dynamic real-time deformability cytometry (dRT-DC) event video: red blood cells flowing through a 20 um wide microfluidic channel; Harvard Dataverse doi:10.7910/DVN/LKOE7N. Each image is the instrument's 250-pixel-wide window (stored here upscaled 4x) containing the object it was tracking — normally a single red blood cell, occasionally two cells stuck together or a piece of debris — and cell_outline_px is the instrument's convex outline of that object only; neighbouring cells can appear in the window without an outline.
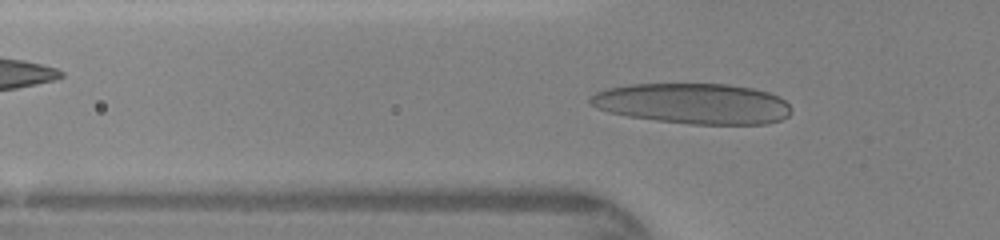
{"species": "human", "species_latin": "Homo sapiens", "temperature_condition": "warm", "stored_images_in_passage": 44, "camera_frame_rate_fps": 3000, "um_per_image_px": 0.085, "donor": {"sex": "female"}, "frame": {"image": 1, "passage_image": 15, "time_ms": 4.667, "image_size_px": [1000, 240], "cell_outline_px": [[792, 112], [788, 116], [780, 120], [768, 124], [692, 124], [656, 120], [628, 116], [608, 112], [596, 108], [588, 104], [588, 100], [596, 92], [608, 88], [628, 84], [728, 84], [752, 88], [768, 92], [780, 96], [792, 108]], "centroid_in_image_um": [58.92, 8.8], "position_along_channel_um": 66.9, "area_um2": 47.74}}
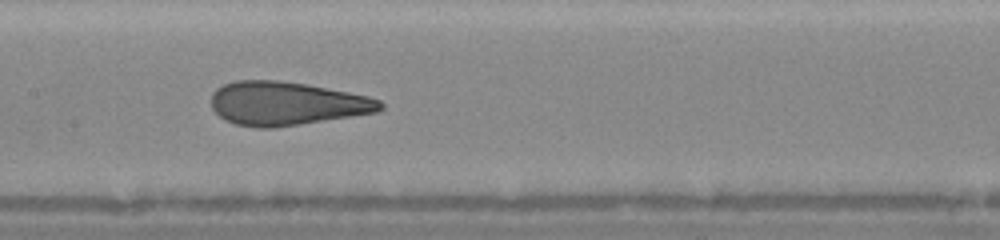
{"frame": {"image": 2, "passage_image": 23, "time_ms": 7.333, "image_size_px": [1000, 240], "cell_outline_px": [[384, 108], [376, 112], [276, 128], [256, 128], [236, 124], [224, 120], [212, 108], [212, 92], [216, 88], [224, 84], [236, 80], [276, 80], [308, 84], [368, 96], [380, 100], [384, 104]], "centroid_in_image_um": [24.34, 8.8], "position_along_channel_um": 183.1, "area_um2": 43.0}}
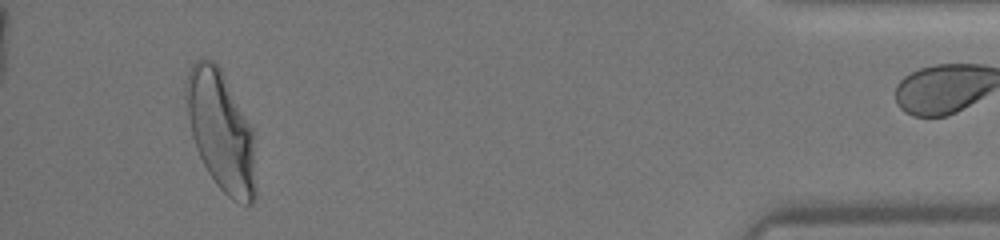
{"frame": {"image": 3, "passage_image": 43, "time_ms": 14.0, "image_size_px": [1000, 240], "cell_outline_px": [[256, 200], [252, 204], [244, 204], [232, 200], [216, 184], [208, 172], [196, 148], [192, 136], [184, 96], [184, 80], [192, 64], [196, 60], [204, 56], [212, 60], [220, 68], [252, 128], [256, 188]], "centroid_in_image_um": [18.76, 11.12], "position_along_channel_um": 416.4, "area_um2": 48.73}}